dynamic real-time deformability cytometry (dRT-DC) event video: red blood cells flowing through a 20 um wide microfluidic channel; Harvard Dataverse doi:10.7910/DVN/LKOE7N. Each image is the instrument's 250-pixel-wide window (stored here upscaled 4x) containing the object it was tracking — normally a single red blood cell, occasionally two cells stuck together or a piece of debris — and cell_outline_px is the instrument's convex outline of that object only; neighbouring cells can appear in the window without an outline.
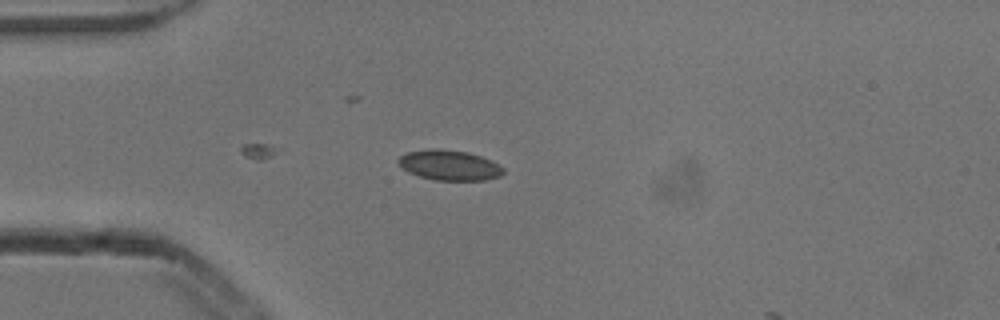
{"species": "common noctule bat (a hibernating species)", "species_latin": "Nyctalus noctula", "temperature_condition": "cold", "stored_images_in_passage": 2, "camera_frame_rate_fps": 3000, "um_per_image_px": 0.085, "animal": {"sex": "male", "body_mass_g": 13.3}, "frame": {"image": 1, "passage_image": 1, "time_ms": 0.0, "image_size_px": [1000, 320], "cell_outline_px": [[504, 172], [500, 176], [488, 180], [436, 180], [420, 176], [408, 172], [396, 160], [400, 156], [408, 152], [432, 148], [440, 148], [468, 152], [492, 160], [500, 164], [504, 168]], "centroid_in_image_um": [38.24, 14.03], "position_along_channel_um": 46.8, "area_um2": 18.55}}